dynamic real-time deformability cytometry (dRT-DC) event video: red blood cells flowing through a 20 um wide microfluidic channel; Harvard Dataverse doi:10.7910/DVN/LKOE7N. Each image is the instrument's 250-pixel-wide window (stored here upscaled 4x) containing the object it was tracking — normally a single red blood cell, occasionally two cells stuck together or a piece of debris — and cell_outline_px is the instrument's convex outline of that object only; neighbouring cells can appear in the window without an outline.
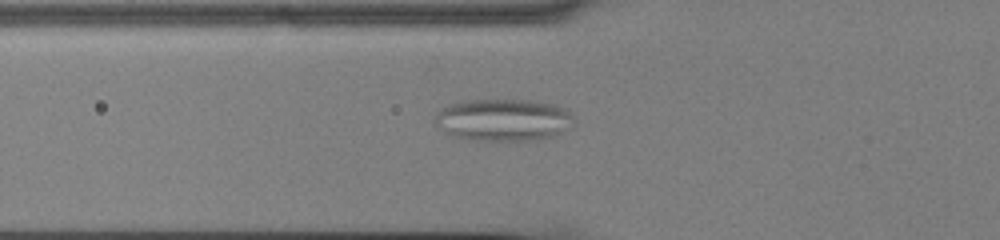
{"species": "common noctule bat (a hibernating species)", "species_latin": "Nyctalus noctula", "temperature_condition": "cold", "stored_images_in_passage": 41, "camera_frame_rate_fps": 3000, "um_per_image_px": 0.085, "animal": {"sex": "male", "body_mass_g": 13.0, "forearm_length_mm": 53.1}, "frame": {"image": 1, "passage_image": 6, "time_ms": 1.667, "image_size_px": [1000, 240], "cell_outline_px": [[572, 128], [552, 136], [528, 140], [468, 140], [452, 136], [444, 132], [436, 124], [436, 112], [440, 108], [448, 104], [464, 100], [528, 100], [556, 104], [564, 108], [572, 116]], "centroid_in_image_um": [42.75, 10.18], "position_along_channel_um": 83.1, "area_um2": 34.22}}
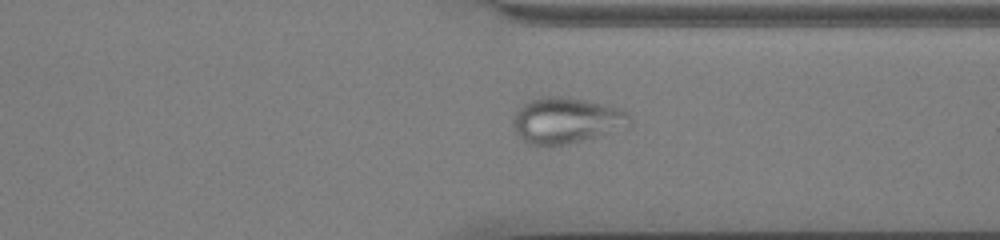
{"frame": {"image": 2, "passage_image": 29, "time_ms": 9.333, "image_size_px": [1000, 240], "cell_outline_px": [[632, 128], [564, 144], [532, 144], [524, 140], [516, 132], [512, 124], [512, 120], [516, 112], [524, 104], [532, 100], [544, 96], [568, 96], [624, 108], [632, 116]], "centroid_in_image_um": [48.26, 10.21], "position_along_channel_um": 363.1, "area_um2": 31.5}}
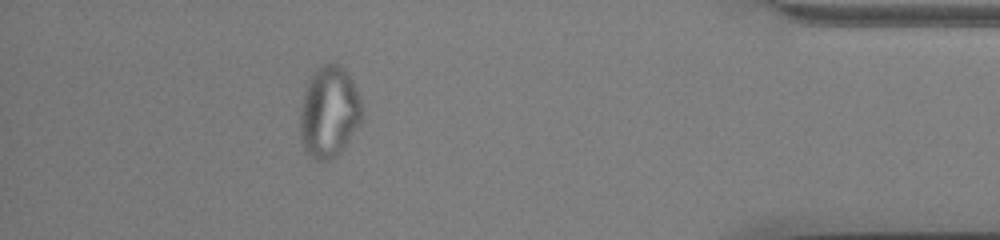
{"frame": {"image": 3, "passage_image": 36, "time_ms": 11.667, "image_size_px": [1000, 240], "cell_outline_px": [[360, 124], [340, 152], [336, 156], [328, 160], [316, 160], [304, 148], [300, 140], [300, 108], [304, 92], [308, 80], [312, 72], [316, 68], [328, 60], [340, 64], [344, 68], [352, 80], [360, 100]], "centroid_in_image_um": [27.94, 9.47], "position_along_channel_um": 407.3, "area_um2": 33.0}}